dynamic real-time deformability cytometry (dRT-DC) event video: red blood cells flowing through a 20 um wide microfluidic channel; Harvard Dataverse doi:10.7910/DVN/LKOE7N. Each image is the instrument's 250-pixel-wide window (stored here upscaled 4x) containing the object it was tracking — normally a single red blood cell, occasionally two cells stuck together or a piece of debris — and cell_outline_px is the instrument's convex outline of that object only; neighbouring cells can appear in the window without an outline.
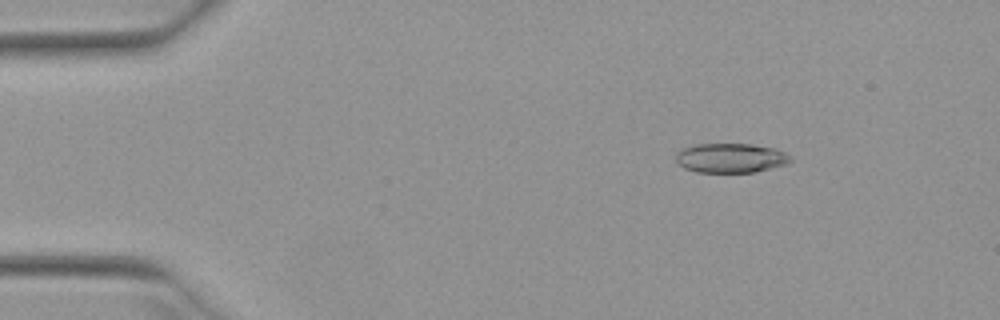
{"species": "Egyptian fruit bat (a non-hibernating species)", "species_latin": "Rousettus aegyptiacus", "temperature_condition": "warm", "stored_images_in_passage": 51, "camera_frame_rate_fps": 3000, "um_per_image_px": 0.085, "animal": {"sex": "female"}, "frame": {"image": 1, "passage_image": 7, "time_ms": 2.0, "image_size_px": [1000, 320], "cell_outline_px": [[792, 160], [788, 164], [756, 172], [696, 172], [684, 168], [676, 160], [676, 152], [684, 148], [696, 144], [752, 144], [776, 148], [792, 156]], "centroid_in_image_um": [62.15, 13.43], "position_along_channel_um": 22.8, "area_um2": 19.83}}
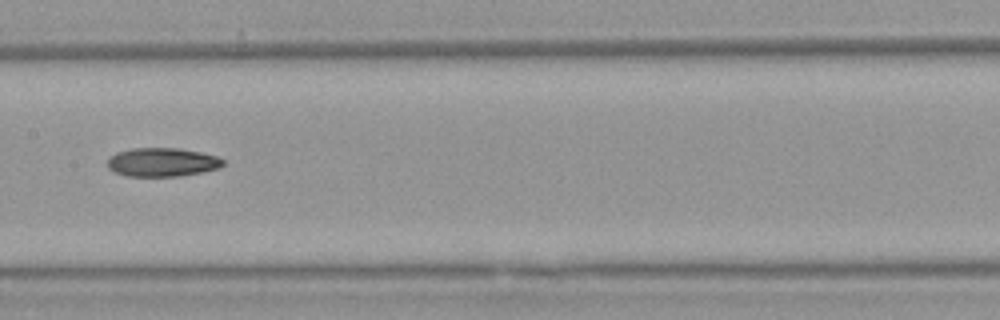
{"frame": {"image": 2, "passage_image": 26, "time_ms": 8.333, "image_size_px": [1000, 320], "cell_outline_px": [[224, 164], [220, 168], [204, 172], [180, 176], [128, 176], [116, 172], [108, 168], [108, 156], [116, 152], [132, 148], [180, 148], [200, 152], [216, 156], [224, 160]], "centroid_in_image_um": [13.8, 13.78], "position_along_channel_um": 193.6, "area_um2": 19.48}}
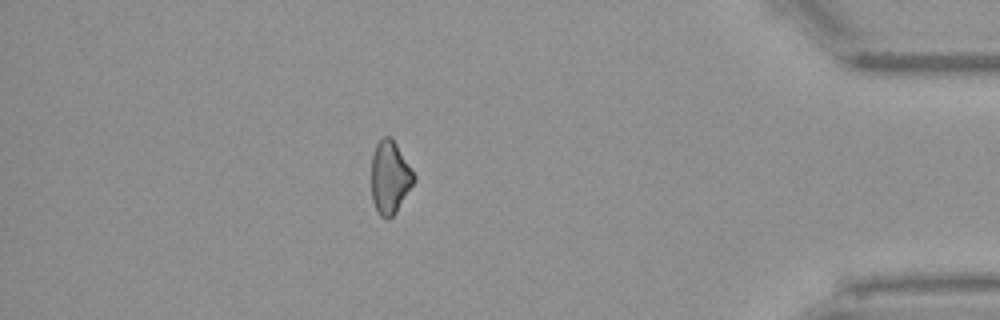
{"frame": {"image": 3, "passage_image": 45, "time_ms": 14.667, "image_size_px": [1000, 320], "cell_outline_px": [[416, 180], [396, 212], [388, 220], [384, 220], [376, 212], [372, 200], [372, 156], [376, 144], [384, 136], [388, 136], [396, 144], [416, 176]], "centroid_in_image_um": [33.14, 15.13], "position_along_channel_um": 402.1, "area_um2": 18.03}}